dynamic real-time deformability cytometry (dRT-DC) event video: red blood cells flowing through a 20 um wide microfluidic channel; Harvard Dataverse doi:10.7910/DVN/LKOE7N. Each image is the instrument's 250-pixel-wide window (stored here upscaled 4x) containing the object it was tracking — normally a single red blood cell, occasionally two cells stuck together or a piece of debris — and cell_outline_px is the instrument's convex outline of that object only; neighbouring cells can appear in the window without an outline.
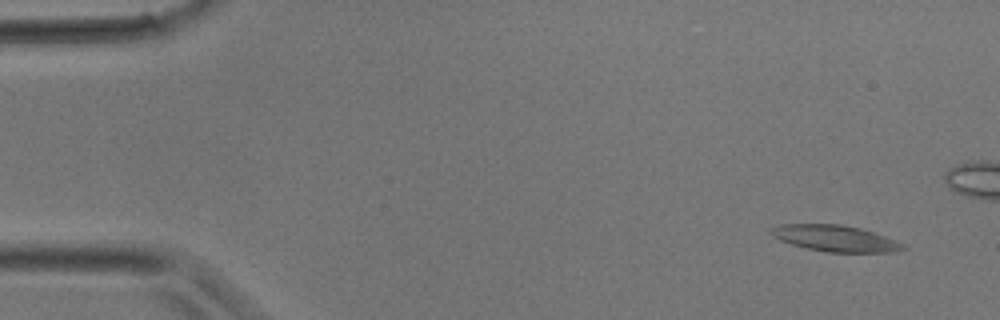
{"species": "common noctule bat (a hibernating species)", "species_latin": "Nyctalus noctula", "temperature_condition": "room temperature", "stored_images_in_passage": 36, "camera_frame_rate_fps": 3000, "um_per_image_px": 0.085, "animal": {"sex": "male", "body_mass_g": 17.9}, "frame": {"image": 1, "passage_image": 3, "time_ms": 0.667, "image_size_px": [1000, 320], "cell_outline_px": [[908, 248], [896, 252], [828, 252], [808, 248], [792, 244], [780, 240], [772, 236], [768, 232], [768, 228], [776, 224], [840, 224], [860, 228], [884, 236], [904, 244]], "centroid_in_image_um": [70.95, 20.25], "position_along_channel_um": 14.1, "area_um2": 20.23}}
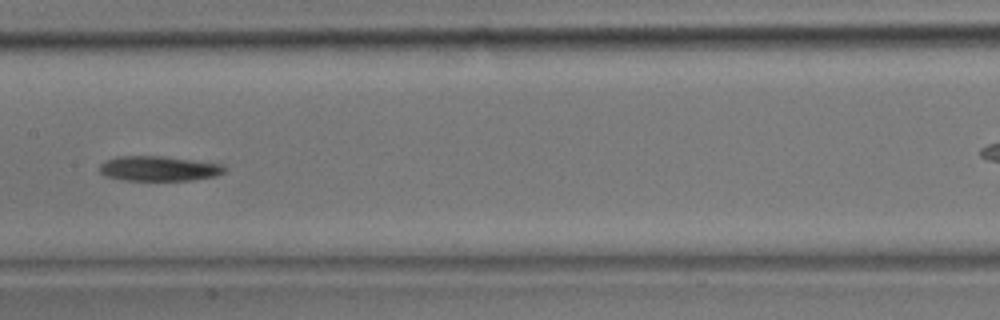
{"frame": {"image": 2, "passage_image": 18, "time_ms": 5.667, "image_size_px": [1000, 320], "cell_outline_px": [[228, 168], [224, 172], [216, 176], [192, 180], [124, 180], [108, 176], [100, 172], [100, 164], [104, 160], [120, 156], [160, 156], [220, 164]], "centroid_in_image_um": [13.49, 14.33], "position_along_channel_um": 193.9, "area_um2": 17.92}}
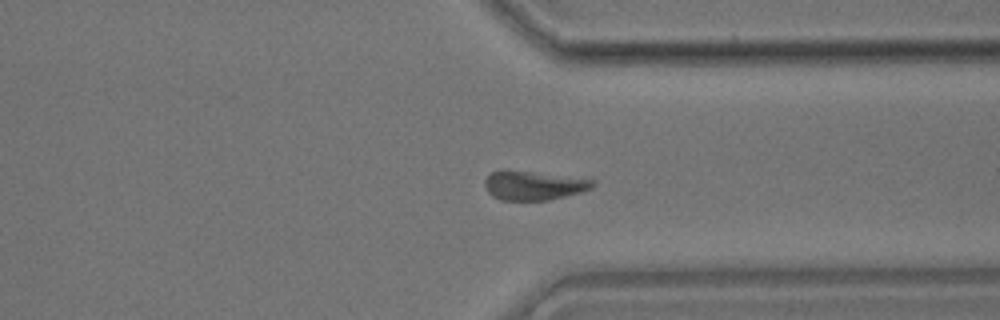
{"frame": {"image": 3, "passage_image": 27, "time_ms": 8.667, "image_size_px": [1000, 320], "cell_outline_px": [[596, 184], [592, 188], [580, 192], [548, 200], [500, 200], [492, 196], [488, 192], [484, 184], [484, 180], [492, 172], [500, 168], [508, 168], [596, 180]], "centroid_in_image_um": [45.31, 15.73], "position_along_channel_um": 366.1, "area_um2": 18.67}}